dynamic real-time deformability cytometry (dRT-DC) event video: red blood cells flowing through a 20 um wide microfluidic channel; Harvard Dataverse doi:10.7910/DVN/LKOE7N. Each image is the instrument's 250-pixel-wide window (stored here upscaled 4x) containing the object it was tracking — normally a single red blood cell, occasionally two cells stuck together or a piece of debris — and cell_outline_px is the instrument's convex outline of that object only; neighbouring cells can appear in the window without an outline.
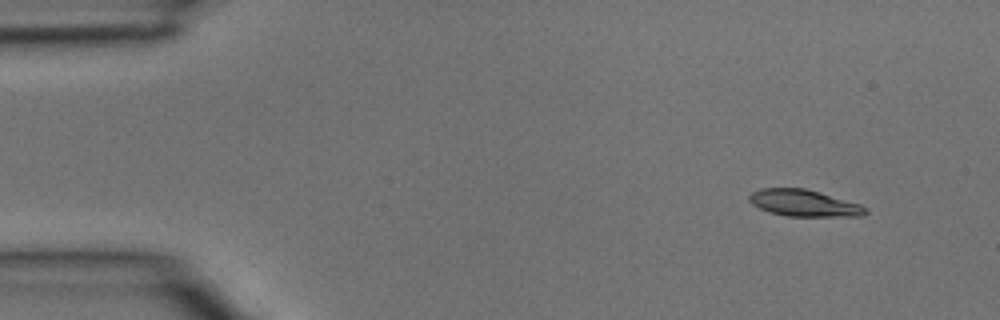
{"species": "common noctule bat (a hibernating species)", "species_latin": "Nyctalus noctula", "temperature_condition": "room temperature", "stored_images_in_passage": 3, "camera_frame_rate_fps": 3000, "um_per_image_px": 0.085, "animal": {"sex": "male", "body_mass_g": 15.6}, "frame": {"image": 1, "passage_image": 1, "time_ms": 0.0, "image_size_px": [1000, 320], "cell_outline_px": [[868, 212], [864, 216], [788, 216], [768, 212], [752, 204], [748, 200], [748, 196], [752, 192], [760, 188], [804, 188], [860, 204], [868, 208]], "centroid_in_image_um": [68.33, 17.27], "position_along_channel_um": 16.7, "area_um2": 18.03}}
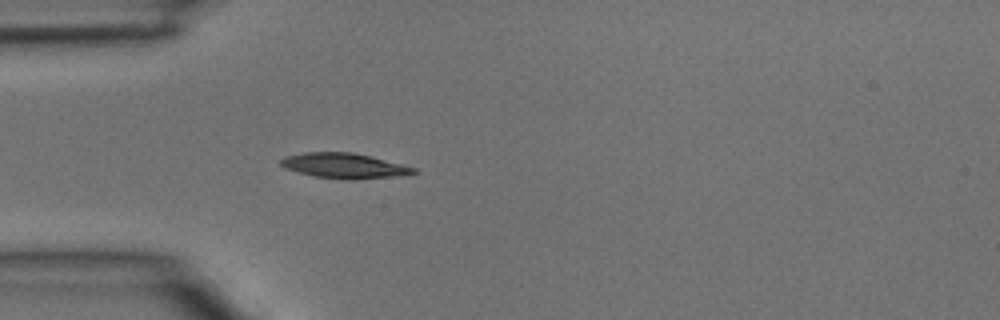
{"frame": {"image": 2, "passage_image": 3, "time_ms": 0.667, "image_size_px": [1000, 320], "cell_outline_px": [[416, 172], [408, 176], [352, 180], [344, 180], [316, 176], [284, 168], [280, 164], [280, 160], [284, 156], [304, 152], [352, 152], [372, 156], [416, 168]], "centroid_in_image_um": [29.31, 14.09], "position_along_channel_um": 55.7, "area_um2": 19.77}}